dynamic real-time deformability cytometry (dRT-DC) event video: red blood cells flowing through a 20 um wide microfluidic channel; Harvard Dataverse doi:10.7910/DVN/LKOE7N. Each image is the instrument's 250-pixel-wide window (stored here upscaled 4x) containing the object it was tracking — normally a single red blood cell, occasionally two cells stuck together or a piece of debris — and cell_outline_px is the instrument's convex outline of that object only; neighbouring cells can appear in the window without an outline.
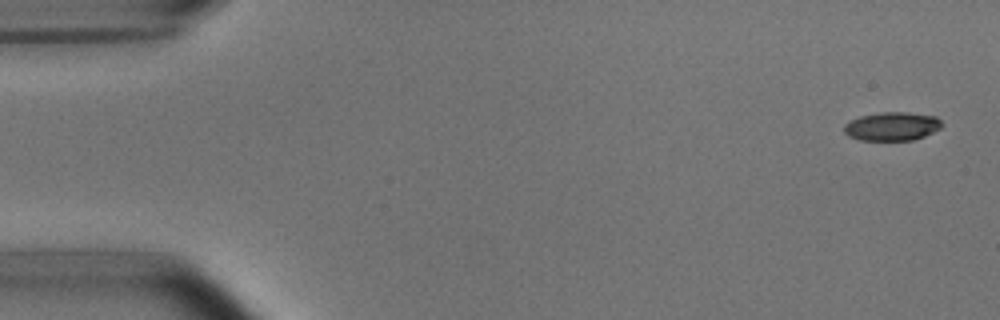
{"species": "common noctule bat (a hibernating species)", "species_latin": "Nyctalus noctula", "temperature_condition": "room temperature", "stored_images_in_passage": 4, "camera_frame_rate_fps": 3000, "um_per_image_px": 0.085, "animal": {"sex": "male", "body_mass_g": 15.6}, "frame": {"image": 1, "passage_image": 1, "time_ms": 0.0, "image_size_px": [1000, 320], "cell_outline_px": [[940, 128], [924, 136], [912, 140], [860, 140], [848, 136], [844, 132], [844, 124], [860, 116], [880, 112], [904, 112], [936, 116], [940, 120]], "centroid_in_image_um": [75.79, 10.74], "position_along_channel_um": 9.2, "area_um2": 16.13}}
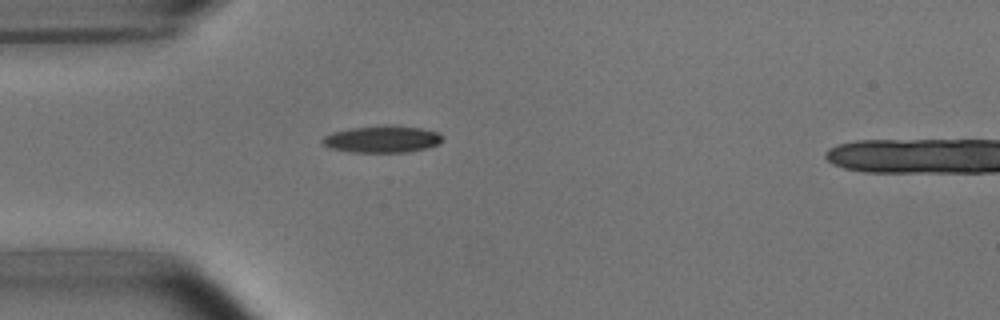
{"frame": {"image": 2, "passage_image": 4, "time_ms": 4.333, "image_size_px": [1000, 320], "cell_outline_px": [[444, 140], [440, 144], [428, 148], [408, 152], [348, 152], [328, 148], [320, 144], [320, 140], [324, 136], [332, 132], [352, 128], [384, 124], [420, 128], [436, 132], [444, 136]], "centroid_in_image_um": [32.46, 11.83], "position_along_channel_um": 52.5, "area_um2": 19.25}}